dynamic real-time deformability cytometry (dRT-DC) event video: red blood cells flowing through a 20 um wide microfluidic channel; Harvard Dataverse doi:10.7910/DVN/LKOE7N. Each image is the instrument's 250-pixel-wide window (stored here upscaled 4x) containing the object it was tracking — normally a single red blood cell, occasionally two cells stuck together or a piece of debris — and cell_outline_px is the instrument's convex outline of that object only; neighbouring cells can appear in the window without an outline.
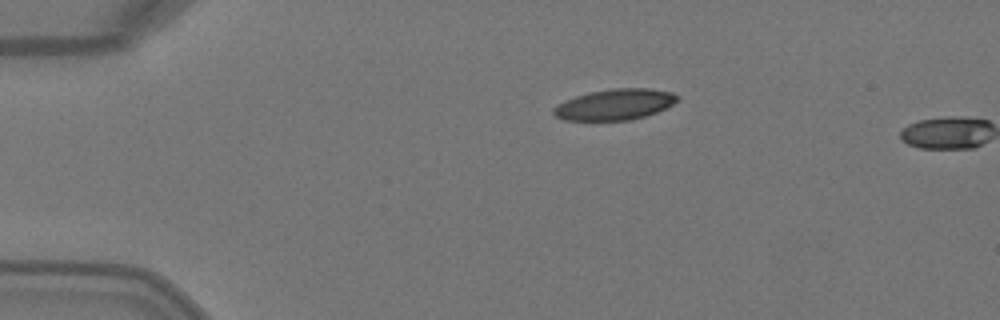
{"species": "Egyptian fruit bat (a non-hibernating species)", "species_latin": "Rousettus aegyptiacus", "temperature_condition": "warm", "stored_images_in_passage": 2, "camera_frame_rate_fps": 3000, "um_per_image_px": 0.085, "animal": {"sex": "female"}, "frame": {"image": 1, "passage_image": 1, "time_ms": 0.0, "image_size_px": [1000, 320], "cell_outline_px": [[680, 100], [656, 112], [644, 116], [628, 120], [564, 120], [556, 116], [552, 112], [552, 108], [556, 104], [576, 96], [588, 92], [612, 88], [648, 88], [672, 92], [680, 96]], "centroid_in_image_um": [52.25, 8.87], "position_along_channel_um": 32.7, "area_um2": 22.31}}